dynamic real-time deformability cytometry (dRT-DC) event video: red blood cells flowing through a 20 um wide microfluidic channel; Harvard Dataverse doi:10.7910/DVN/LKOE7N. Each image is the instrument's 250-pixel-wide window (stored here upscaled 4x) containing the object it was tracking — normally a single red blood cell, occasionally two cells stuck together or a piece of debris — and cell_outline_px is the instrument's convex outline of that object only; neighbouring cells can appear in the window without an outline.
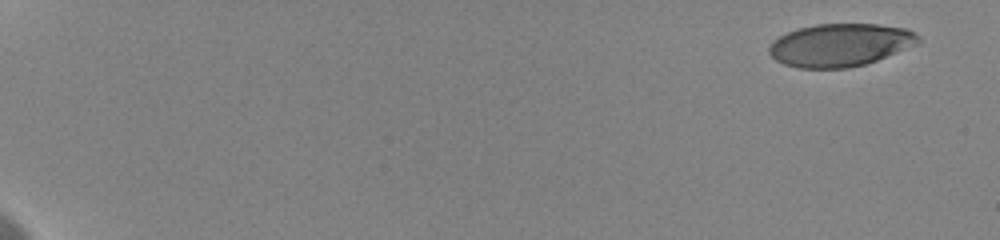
{"species": "human", "species_latin": "Homo sapiens", "temperature_condition": "cold", "stored_images_in_passage": 8, "camera_frame_rate_fps": 3000, "um_per_image_px": 0.085, "donor": {"sex": "female"}, "frame": {"image": 1, "passage_image": 1, "time_ms": 0.0, "image_size_px": [1000, 240], "cell_outline_px": [[920, 40], [916, 44], [876, 60], [864, 64], [848, 68], [800, 68], [784, 64], [776, 60], [768, 52], [768, 48], [772, 40], [788, 32], [800, 28], [816, 24], [880, 24], [904, 28], [912, 32]], "centroid_in_image_um": [71.36, 3.82], "position_along_channel_um": 13.6, "area_um2": 36.82}}
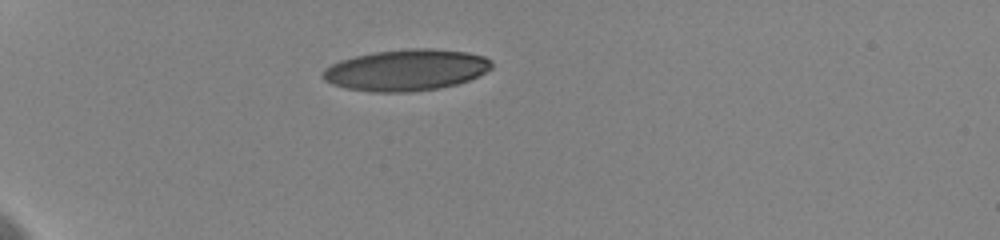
{"frame": {"image": 2, "passage_image": 6, "time_ms": 5.333, "image_size_px": [1000, 240], "cell_outline_px": [[492, 68], [468, 80], [456, 84], [440, 88], [412, 92], [372, 92], [344, 88], [332, 84], [324, 80], [320, 76], [324, 68], [340, 60], [356, 56], [376, 52], [412, 48], [432, 48], [468, 52], [484, 56], [492, 60]], "centroid_in_image_um": [34.51, 5.96], "position_along_channel_um": 50.5, "area_um2": 40.81}}